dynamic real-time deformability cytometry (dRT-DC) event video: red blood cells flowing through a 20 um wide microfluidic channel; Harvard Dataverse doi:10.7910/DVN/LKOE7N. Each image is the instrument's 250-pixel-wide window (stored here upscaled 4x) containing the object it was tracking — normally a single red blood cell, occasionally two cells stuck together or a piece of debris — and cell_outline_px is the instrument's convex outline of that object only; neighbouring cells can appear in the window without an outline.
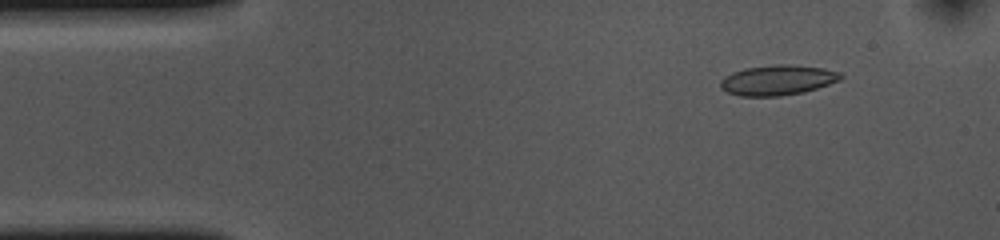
{"species": "common noctule bat (a hibernating species)", "species_latin": "Nyctalus noctula", "temperature_condition": "cold", "stored_images_in_passage": 49, "camera_frame_rate_fps": 3000, "um_per_image_px": 0.085, "animal": {"sex": "female", "body_mass_g": 10.0, "forearm_length_mm": 53.1}, "frame": {"image": 1, "passage_image": 1, "time_ms": 0.0, "image_size_px": [1000, 240], "cell_outline_px": [[844, 76], [840, 80], [804, 92], [780, 96], [740, 96], [728, 92], [720, 88], [720, 80], [724, 76], [732, 72], [744, 68], [776, 64], [788, 64], [824, 68], [840, 72]], "centroid_in_image_um": [66.08, 6.8], "position_along_channel_um": 18.9, "area_um2": 21.21}}
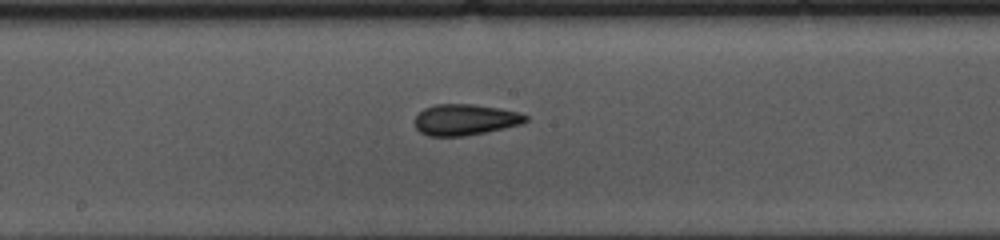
{"frame": {"image": 2, "passage_image": 22, "time_ms": 7.0, "image_size_px": [1000, 240], "cell_outline_px": [[528, 120], [520, 124], [484, 132], [464, 136], [428, 136], [420, 132], [416, 128], [416, 116], [424, 108], [436, 104], [472, 104], [500, 108], [520, 112], [528, 116]], "centroid_in_image_um": [39.54, 10.16], "position_along_channel_um": 208.7, "area_um2": 19.94}}
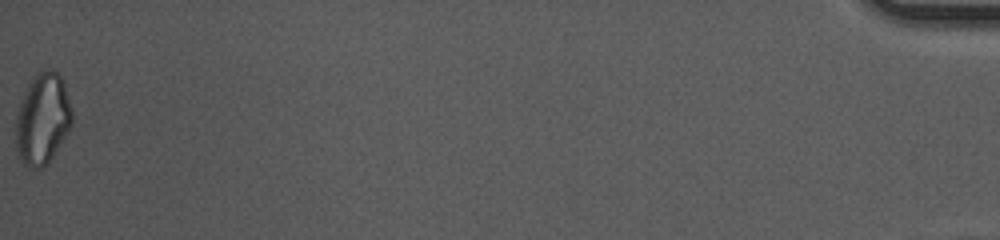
{"frame": {"image": 3, "passage_image": 49, "time_ms": 16.0, "image_size_px": [1000, 240], "cell_outline_px": [[72, 124], [68, 132], [52, 156], [40, 168], [28, 168], [16, 156], [16, 116], [20, 100], [32, 76], [36, 72], [44, 68], [48, 68], [56, 72], [60, 76], [64, 84], [72, 108]], "centroid_in_image_um": [3.59, 10.08], "position_along_channel_um": 431.6, "area_um2": 30.06}, "authors_computed_cell_mechanics": {"area_um2": 20.5768, "velocity_mm_per_s": 3.6649, "shape_relaxation_time_tau1_ms": 7.9061, "shape_relaxation_time_tau2_ms": 3.8425, "deformation_change_tau1": 0.1398, "deformation_change_tau2": 0.0874}}